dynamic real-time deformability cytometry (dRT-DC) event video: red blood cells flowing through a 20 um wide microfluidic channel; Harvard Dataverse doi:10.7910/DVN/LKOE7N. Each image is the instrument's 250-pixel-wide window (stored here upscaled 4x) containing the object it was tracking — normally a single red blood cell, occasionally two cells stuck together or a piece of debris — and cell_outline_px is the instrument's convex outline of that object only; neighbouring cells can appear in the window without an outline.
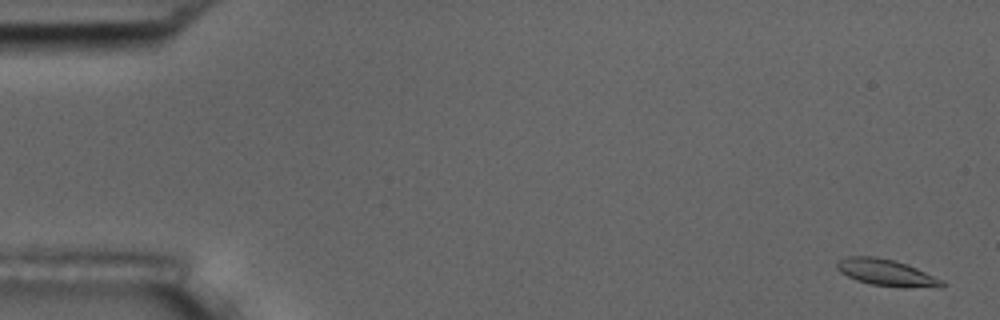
{"species": "common noctule bat (a hibernating species)", "species_latin": "Nyctalus noctula", "temperature_condition": "room temperature", "stored_images_in_passage": 6, "camera_frame_rate_fps": 3000, "um_per_image_px": 0.085, "animal": {"sex": "male", "body_mass_g": 17.5, "forearm_length_mm": 52.3}, "frame": {"image": 1, "passage_image": 1, "time_ms": 0.0, "image_size_px": [1000, 320], "cell_outline_px": [[944, 284], [940, 288], [904, 288], [872, 284], [856, 280], [840, 272], [836, 268], [836, 264], [840, 260], [848, 256], [876, 256], [896, 260], [916, 268], [944, 280]], "centroid_in_image_um": [75.38, 23.18], "position_along_channel_um": 9.6, "area_um2": 16.47}}
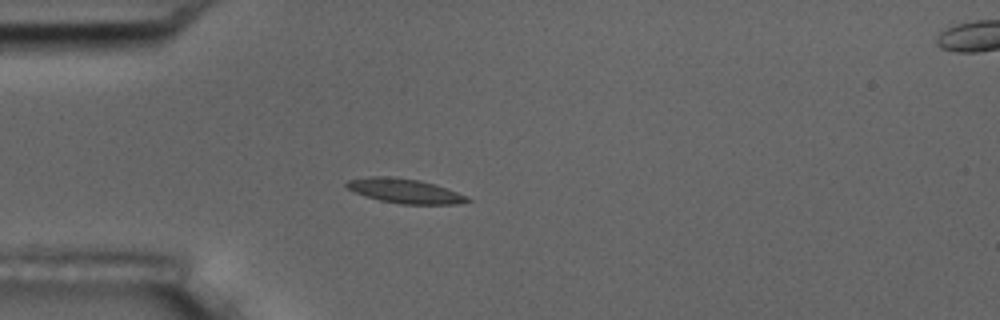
{"frame": {"image": 2, "passage_image": 5, "time_ms": 4.667, "image_size_px": [1000, 320], "cell_outline_px": [[472, 200], [456, 204], [400, 204], [380, 200], [356, 192], [348, 188], [344, 184], [348, 180], [368, 176], [388, 176], [420, 180], [436, 184], [456, 192]], "centroid_in_image_um": [34.39, 16.22], "position_along_channel_um": 50.6, "area_um2": 16.99}}